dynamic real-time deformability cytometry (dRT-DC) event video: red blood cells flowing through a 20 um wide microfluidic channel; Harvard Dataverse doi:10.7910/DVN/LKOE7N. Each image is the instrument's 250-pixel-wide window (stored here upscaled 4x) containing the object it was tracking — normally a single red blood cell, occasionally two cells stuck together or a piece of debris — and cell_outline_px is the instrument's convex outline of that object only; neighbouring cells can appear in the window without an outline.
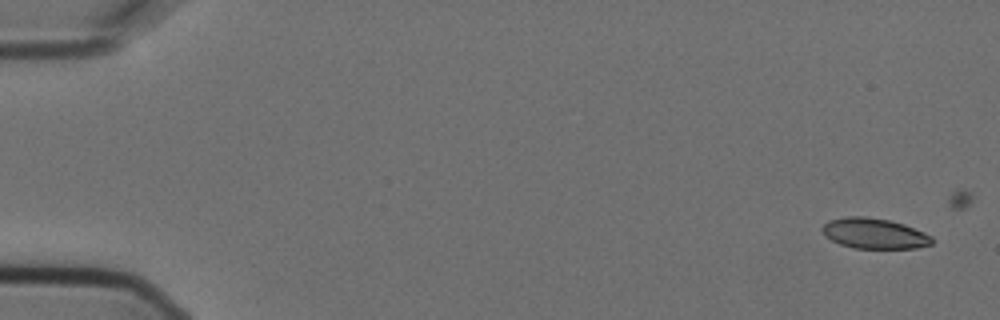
{"species": "Egyptian fruit bat (a non-hibernating species)", "species_latin": "Rousettus aegyptiacus", "temperature_condition": "cold", "stored_images_in_passage": 5, "camera_frame_rate_fps": 3000, "um_per_image_px": 0.085, "animal": {"sex": "female"}, "frame": {"image": 1, "passage_image": 1, "time_ms": 0.0, "image_size_px": [1000, 320], "cell_outline_px": [[932, 244], [916, 248], [852, 248], [840, 244], [824, 236], [820, 228], [828, 220], [848, 216], [864, 216], [888, 220], [904, 224], [924, 232], [932, 236]], "centroid_in_image_um": [74.28, 19.84], "position_along_channel_um": 10.7, "area_um2": 19.54}}